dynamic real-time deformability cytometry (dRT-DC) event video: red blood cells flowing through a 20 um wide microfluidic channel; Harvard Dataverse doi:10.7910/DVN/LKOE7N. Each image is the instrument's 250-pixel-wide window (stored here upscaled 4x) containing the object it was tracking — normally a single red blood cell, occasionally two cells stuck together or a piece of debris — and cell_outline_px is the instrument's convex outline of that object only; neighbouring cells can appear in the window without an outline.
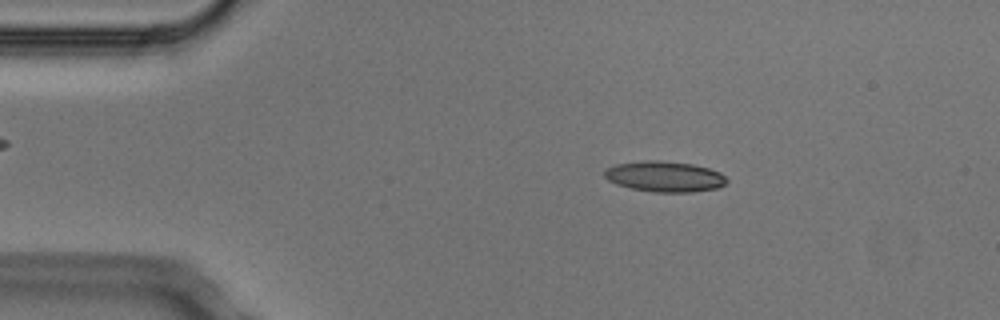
{"species": "Egyptian fruit bat (a non-hibernating species)", "species_latin": "Rousettus aegyptiacus", "temperature_condition": "cold", "stored_images_in_passage": 8, "camera_frame_rate_fps": 3000, "um_per_image_px": 0.085, "animal": {"sex": "male"}, "frame": {"image": 1, "passage_image": 2, "time_ms": 0.333, "image_size_px": [1000, 320], "cell_outline_px": [[728, 180], [724, 184], [716, 188], [692, 192], [652, 192], [632, 188], [616, 184], [608, 180], [604, 176], [604, 172], [608, 168], [616, 164], [644, 160], [660, 160], [692, 164], [708, 168], [720, 172]], "centroid_in_image_um": [56.48, 15.0], "position_along_channel_um": 28.5, "area_um2": 21.73}}
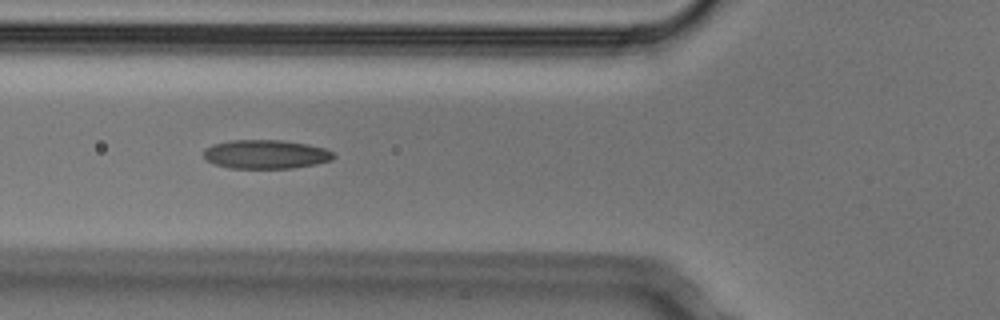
{"frame": {"image": 2, "passage_image": 5, "time_ms": 1.333, "image_size_px": [1000, 320], "cell_outline_px": [[336, 156], [332, 160], [316, 164], [292, 168], [232, 168], [216, 164], [208, 160], [204, 156], [204, 148], [212, 144], [228, 140], [280, 140], [308, 144], [324, 148], [332, 152]], "centroid_in_image_um": [22.6, 13.1], "position_along_channel_um": 103.2, "area_um2": 21.85}}
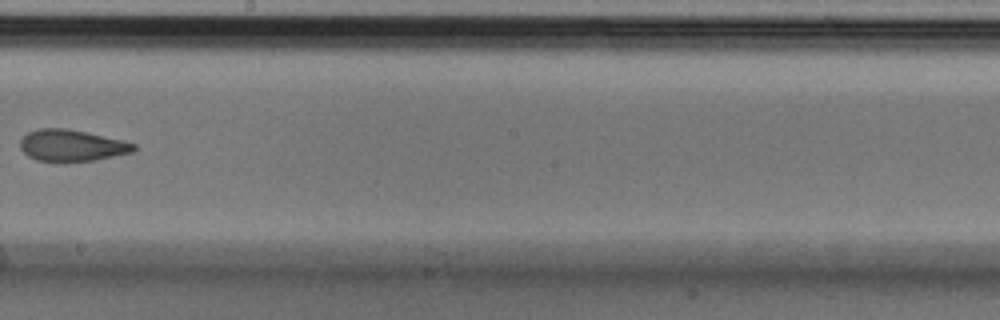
{"frame": {"image": 3, "passage_image": 8, "time_ms": 2.333, "image_size_px": [1000, 320], "cell_outline_px": [[136, 148], [132, 152], [96, 160], [64, 164], [60, 164], [36, 160], [28, 156], [20, 148], [20, 140], [28, 132], [36, 128], [64, 128], [124, 140], [136, 144]], "centroid_in_image_um": [6.07, 12.4], "position_along_channel_um": 242.1, "area_um2": 21.44}}